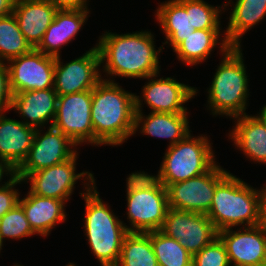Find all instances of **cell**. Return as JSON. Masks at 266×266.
<instances>
[{
    "label": "cell",
    "instance_id": "obj_33",
    "mask_svg": "<svg viewBox=\"0 0 266 266\" xmlns=\"http://www.w3.org/2000/svg\"><path fill=\"white\" fill-rule=\"evenodd\" d=\"M24 182L16 174L0 186V219L19 203V192L14 189L16 184Z\"/></svg>",
    "mask_w": 266,
    "mask_h": 266
},
{
    "label": "cell",
    "instance_id": "obj_10",
    "mask_svg": "<svg viewBox=\"0 0 266 266\" xmlns=\"http://www.w3.org/2000/svg\"><path fill=\"white\" fill-rule=\"evenodd\" d=\"M41 132L36 129L27 158L15 170L22 180L33 172L63 163L77 153L74 147L78 145L60 130L49 126L44 134Z\"/></svg>",
    "mask_w": 266,
    "mask_h": 266
},
{
    "label": "cell",
    "instance_id": "obj_26",
    "mask_svg": "<svg viewBox=\"0 0 266 266\" xmlns=\"http://www.w3.org/2000/svg\"><path fill=\"white\" fill-rule=\"evenodd\" d=\"M156 20L165 33L166 42L174 50L195 28L191 25L190 13L178 0L161 3L156 10Z\"/></svg>",
    "mask_w": 266,
    "mask_h": 266
},
{
    "label": "cell",
    "instance_id": "obj_19",
    "mask_svg": "<svg viewBox=\"0 0 266 266\" xmlns=\"http://www.w3.org/2000/svg\"><path fill=\"white\" fill-rule=\"evenodd\" d=\"M88 14V8L58 10L35 49L47 56L60 57V48L70 43L78 34L85 21L87 22Z\"/></svg>",
    "mask_w": 266,
    "mask_h": 266
},
{
    "label": "cell",
    "instance_id": "obj_34",
    "mask_svg": "<svg viewBox=\"0 0 266 266\" xmlns=\"http://www.w3.org/2000/svg\"><path fill=\"white\" fill-rule=\"evenodd\" d=\"M12 96L7 64L0 62V113L11 111Z\"/></svg>",
    "mask_w": 266,
    "mask_h": 266
},
{
    "label": "cell",
    "instance_id": "obj_35",
    "mask_svg": "<svg viewBox=\"0 0 266 266\" xmlns=\"http://www.w3.org/2000/svg\"><path fill=\"white\" fill-rule=\"evenodd\" d=\"M58 10H75L87 8V0H48Z\"/></svg>",
    "mask_w": 266,
    "mask_h": 266
},
{
    "label": "cell",
    "instance_id": "obj_23",
    "mask_svg": "<svg viewBox=\"0 0 266 266\" xmlns=\"http://www.w3.org/2000/svg\"><path fill=\"white\" fill-rule=\"evenodd\" d=\"M235 126L229 134L234 145L254 162L266 164V128L257 116L242 115L233 118Z\"/></svg>",
    "mask_w": 266,
    "mask_h": 266
},
{
    "label": "cell",
    "instance_id": "obj_9",
    "mask_svg": "<svg viewBox=\"0 0 266 266\" xmlns=\"http://www.w3.org/2000/svg\"><path fill=\"white\" fill-rule=\"evenodd\" d=\"M92 90L58 96L53 127L76 145L94 144L91 119Z\"/></svg>",
    "mask_w": 266,
    "mask_h": 266
},
{
    "label": "cell",
    "instance_id": "obj_29",
    "mask_svg": "<svg viewBox=\"0 0 266 266\" xmlns=\"http://www.w3.org/2000/svg\"><path fill=\"white\" fill-rule=\"evenodd\" d=\"M151 243L158 266H192L193 256L179 244L178 240L157 230L151 231Z\"/></svg>",
    "mask_w": 266,
    "mask_h": 266
},
{
    "label": "cell",
    "instance_id": "obj_37",
    "mask_svg": "<svg viewBox=\"0 0 266 266\" xmlns=\"http://www.w3.org/2000/svg\"><path fill=\"white\" fill-rule=\"evenodd\" d=\"M15 0H0V18L12 14Z\"/></svg>",
    "mask_w": 266,
    "mask_h": 266
},
{
    "label": "cell",
    "instance_id": "obj_4",
    "mask_svg": "<svg viewBox=\"0 0 266 266\" xmlns=\"http://www.w3.org/2000/svg\"><path fill=\"white\" fill-rule=\"evenodd\" d=\"M260 194V189H253L251 185L229 173L216 186L207 216L217 231L238 225L256 226L259 221Z\"/></svg>",
    "mask_w": 266,
    "mask_h": 266
},
{
    "label": "cell",
    "instance_id": "obj_36",
    "mask_svg": "<svg viewBox=\"0 0 266 266\" xmlns=\"http://www.w3.org/2000/svg\"><path fill=\"white\" fill-rule=\"evenodd\" d=\"M260 226L266 232V185L261 189L259 201V221Z\"/></svg>",
    "mask_w": 266,
    "mask_h": 266
},
{
    "label": "cell",
    "instance_id": "obj_30",
    "mask_svg": "<svg viewBox=\"0 0 266 266\" xmlns=\"http://www.w3.org/2000/svg\"><path fill=\"white\" fill-rule=\"evenodd\" d=\"M190 13L191 25L195 29H221L220 12L222 7H214L204 0H178ZM220 8V9H219Z\"/></svg>",
    "mask_w": 266,
    "mask_h": 266
},
{
    "label": "cell",
    "instance_id": "obj_14",
    "mask_svg": "<svg viewBox=\"0 0 266 266\" xmlns=\"http://www.w3.org/2000/svg\"><path fill=\"white\" fill-rule=\"evenodd\" d=\"M155 77L158 74L147 77L149 82L143 86L142 97L135 95V112L142 111L144 100L151 112L187 113L184 104L197 95V88L177 82L171 77L153 79Z\"/></svg>",
    "mask_w": 266,
    "mask_h": 266
},
{
    "label": "cell",
    "instance_id": "obj_13",
    "mask_svg": "<svg viewBox=\"0 0 266 266\" xmlns=\"http://www.w3.org/2000/svg\"><path fill=\"white\" fill-rule=\"evenodd\" d=\"M60 60L61 57H56L54 70V90L58 96L92 90L103 79L96 46L66 64Z\"/></svg>",
    "mask_w": 266,
    "mask_h": 266
},
{
    "label": "cell",
    "instance_id": "obj_27",
    "mask_svg": "<svg viewBox=\"0 0 266 266\" xmlns=\"http://www.w3.org/2000/svg\"><path fill=\"white\" fill-rule=\"evenodd\" d=\"M116 266H158L151 243V231L129 232L124 238Z\"/></svg>",
    "mask_w": 266,
    "mask_h": 266
},
{
    "label": "cell",
    "instance_id": "obj_2",
    "mask_svg": "<svg viewBox=\"0 0 266 266\" xmlns=\"http://www.w3.org/2000/svg\"><path fill=\"white\" fill-rule=\"evenodd\" d=\"M135 94L112 79H102L92 89L91 119L94 145L117 146L134 135Z\"/></svg>",
    "mask_w": 266,
    "mask_h": 266
},
{
    "label": "cell",
    "instance_id": "obj_12",
    "mask_svg": "<svg viewBox=\"0 0 266 266\" xmlns=\"http://www.w3.org/2000/svg\"><path fill=\"white\" fill-rule=\"evenodd\" d=\"M56 58L32 49L7 61L12 94L54 88Z\"/></svg>",
    "mask_w": 266,
    "mask_h": 266
},
{
    "label": "cell",
    "instance_id": "obj_11",
    "mask_svg": "<svg viewBox=\"0 0 266 266\" xmlns=\"http://www.w3.org/2000/svg\"><path fill=\"white\" fill-rule=\"evenodd\" d=\"M160 231L178 240L192 256L218 237V231L207 214L172 208L168 209Z\"/></svg>",
    "mask_w": 266,
    "mask_h": 266
},
{
    "label": "cell",
    "instance_id": "obj_32",
    "mask_svg": "<svg viewBox=\"0 0 266 266\" xmlns=\"http://www.w3.org/2000/svg\"><path fill=\"white\" fill-rule=\"evenodd\" d=\"M192 266H230L226 247L219 237L193 255Z\"/></svg>",
    "mask_w": 266,
    "mask_h": 266
},
{
    "label": "cell",
    "instance_id": "obj_38",
    "mask_svg": "<svg viewBox=\"0 0 266 266\" xmlns=\"http://www.w3.org/2000/svg\"><path fill=\"white\" fill-rule=\"evenodd\" d=\"M4 174L11 177L15 174V171L5 161L0 159V182H2Z\"/></svg>",
    "mask_w": 266,
    "mask_h": 266
},
{
    "label": "cell",
    "instance_id": "obj_20",
    "mask_svg": "<svg viewBox=\"0 0 266 266\" xmlns=\"http://www.w3.org/2000/svg\"><path fill=\"white\" fill-rule=\"evenodd\" d=\"M36 129L0 113V159L14 171L27 158Z\"/></svg>",
    "mask_w": 266,
    "mask_h": 266
},
{
    "label": "cell",
    "instance_id": "obj_22",
    "mask_svg": "<svg viewBox=\"0 0 266 266\" xmlns=\"http://www.w3.org/2000/svg\"><path fill=\"white\" fill-rule=\"evenodd\" d=\"M26 218L32 230L41 236H46L56 224L65 221V201L54 198L42 197L29 191L23 199L19 198Z\"/></svg>",
    "mask_w": 266,
    "mask_h": 266
},
{
    "label": "cell",
    "instance_id": "obj_40",
    "mask_svg": "<svg viewBox=\"0 0 266 266\" xmlns=\"http://www.w3.org/2000/svg\"><path fill=\"white\" fill-rule=\"evenodd\" d=\"M66 266H76V264L70 263V264H68Z\"/></svg>",
    "mask_w": 266,
    "mask_h": 266
},
{
    "label": "cell",
    "instance_id": "obj_15",
    "mask_svg": "<svg viewBox=\"0 0 266 266\" xmlns=\"http://www.w3.org/2000/svg\"><path fill=\"white\" fill-rule=\"evenodd\" d=\"M78 152L69 160L38 170L29 174L23 181L30 182V191L42 197L54 198L67 202L73 193L77 180L95 181L90 172H76V160Z\"/></svg>",
    "mask_w": 266,
    "mask_h": 266
},
{
    "label": "cell",
    "instance_id": "obj_18",
    "mask_svg": "<svg viewBox=\"0 0 266 266\" xmlns=\"http://www.w3.org/2000/svg\"><path fill=\"white\" fill-rule=\"evenodd\" d=\"M58 9L48 0H15L13 15L32 48L41 42Z\"/></svg>",
    "mask_w": 266,
    "mask_h": 266
},
{
    "label": "cell",
    "instance_id": "obj_7",
    "mask_svg": "<svg viewBox=\"0 0 266 266\" xmlns=\"http://www.w3.org/2000/svg\"><path fill=\"white\" fill-rule=\"evenodd\" d=\"M212 143L207 136L183 140L166 149L158 175L154 176L164 187L206 173L215 164Z\"/></svg>",
    "mask_w": 266,
    "mask_h": 266
},
{
    "label": "cell",
    "instance_id": "obj_24",
    "mask_svg": "<svg viewBox=\"0 0 266 266\" xmlns=\"http://www.w3.org/2000/svg\"><path fill=\"white\" fill-rule=\"evenodd\" d=\"M221 29H195L183 40L173 52L176 53L177 58L182 63L190 65H197L205 61L215 46L219 44L220 51L224 55L232 46L223 37L222 43L220 42Z\"/></svg>",
    "mask_w": 266,
    "mask_h": 266
},
{
    "label": "cell",
    "instance_id": "obj_3",
    "mask_svg": "<svg viewBox=\"0 0 266 266\" xmlns=\"http://www.w3.org/2000/svg\"><path fill=\"white\" fill-rule=\"evenodd\" d=\"M83 184L86 192L80 196L85 200L84 230L89 247L101 266H116L128 226L99 197L95 181Z\"/></svg>",
    "mask_w": 266,
    "mask_h": 266
},
{
    "label": "cell",
    "instance_id": "obj_6",
    "mask_svg": "<svg viewBox=\"0 0 266 266\" xmlns=\"http://www.w3.org/2000/svg\"><path fill=\"white\" fill-rule=\"evenodd\" d=\"M127 180L128 232L161 230L168 207L166 188L145 172L129 174Z\"/></svg>",
    "mask_w": 266,
    "mask_h": 266
},
{
    "label": "cell",
    "instance_id": "obj_5",
    "mask_svg": "<svg viewBox=\"0 0 266 266\" xmlns=\"http://www.w3.org/2000/svg\"><path fill=\"white\" fill-rule=\"evenodd\" d=\"M248 75L241 47H231L221 59L208 90V104L213 115L235 118L246 114Z\"/></svg>",
    "mask_w": 266,
    "mask_h": 266
},
{
    "label": "cell",
    "instance_id": "obj_16",
    "mask_svg": "<svg viewBox=\"0 0 266 266\" xmlns=\"http://www.w3.org/2000/svg\"><path fill=\"white\" fill-rule=\"evenodd\" d=\"M242 228L218 231L230 265L266 266V232L258 225Z\"/></svg>",
    "mask_w": 266,
    "mask_h": 266
},
{
    "label": "cell",
    "instance_id": "obj_1",
    "mask_svg": "<svg viewBox=\"0 0 266 266\" xmlns=\"http://www.w3.org/2000/svg\"><path fill=\"white\" fill-rule=\"evenodd\" d=\"M96 44L107 76L143 78L159 74V52L150 31L126 34L105 32Z\"/></svg>",
    "mask_w": 266,
    "mask_h": 266
},
{
    "label": "cell",
    "instance_id": "obj_39",
    "mask_svg": "<svg viewBox=\"0 0 266 266\" xmlns=\"http://www.w3.org/2000/svg\"><path fill=\"white\" fill-rule=\"evenodd\" d=\"M259 115V116H258ZM257 115V117L260 119V121L263 123V125L266 128V105H264L260 111V113Z\"/></svg>",
    "mask_w": 266,
    "mask_h": 266
},
{
    "label": "cell",
    "instance_id": "obj_8",
    "mask_svg": "<svg viewBox=\"0 0 266 266\" xmlns=\"http://www.w3.org/2000/svg\"><path fill=\"white\" fill-rule=\"evenodd\" d=\"M229 174L215 163L206 173L166 185L168 207L176 210L207 214L216 186Z\"/></svg>",
    "mask_w": 266,
    "mask_h": 266
},
{
    "label": "cell",
    "instance_id": "obj_21",
    "mask_svg": "<svg viewBox=\"0 0 266 266\" xmlns=\"http://www.w3.org/2000/svg\"><path fill=\"white\" fill-rule=\"evenodd\" d=\"M134 134L140 132L157 138L169 139V146L183 140L190 132L188 113L135 112ZM142 124V125H140Z\"/></svg>",
    "mask_w": 266,
    "mask_h": 266
},
{
    "label": "cell",
    "instance_id": "obj_31",
    "mask_svg": "<svg viewBox=\"0 0 266 266\" xmlns=\"http://www.w3.org/2000/svg\"><path fill=\"white\" fill-rule=\"evenodd\" d=\"M26 218L23 207L18 203L0 219V246L5 238L21 239L35 235Z\"/></svg>",
    "mask_w": 266,
    "mask_h": 266
},
{
    "label": "cell",
    "instance_id": "obj_17",
    "mask_svg": "<svg viewBox=\"0 0 266 266\" xmlns=\"http://www.w3.org/2000/svg\"><path fill=\"white\" fill-rule=\"evenodd\" d=\"M57 100L54 88L18 92L12 96L11 110L18 111L27 126L41 129L48 122L53 125Z\"/></svg>",
    "mask_w": 266,
    "mask_h": 266
},
{
    "label": "cell",
    "instance_id": "obj_28",
    "mask_svg": "<svg viewBox=\"0 0 266 266\" xmlns=\"http://www.w3.org/2000/svg\"><path fill=\"white\" fill-rule=\"evenodd\" d=\"M32 49L13 13L0 18V62L27 54Z\"/></svg>",
    "mask_w": 266,
    "mask_h": 266
},
{
    "label": "cell",
    "instance_id": "obj_25",
    "mask_svg": "<svg viewBox=\"0 0 266 266\" xmlns=\"http://www.w3.org/2000/svg\"><path fill=\"white\" fill-rule=\"evenodd\" d=\"M225 38L232 47H241V37L266 16V0H236L230 12Z\"/></svg>",
    "mask_w": 266,
    "mask_h": 266
}]
</instances>
